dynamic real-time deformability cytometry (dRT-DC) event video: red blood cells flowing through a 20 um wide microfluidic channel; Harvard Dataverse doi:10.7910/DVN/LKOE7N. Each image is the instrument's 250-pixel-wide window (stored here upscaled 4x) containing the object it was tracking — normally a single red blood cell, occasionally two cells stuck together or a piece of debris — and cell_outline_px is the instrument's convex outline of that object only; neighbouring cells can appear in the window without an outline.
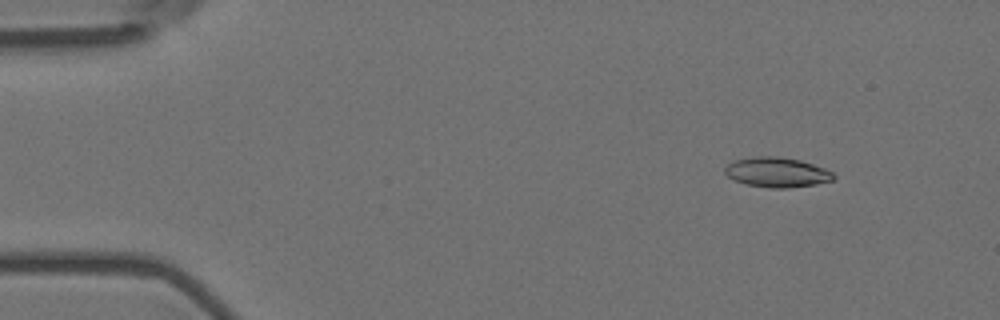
{"species": "Egyptian fruit bat (a non-hibernating species)", "species_latin": "Rousettus aegyptiacus", "temperature_condition": "room temperature", "stored_images_in_passage": 5, "camera_frame_rate_fps": 3000, "um_per_image_px": 0.085, "animal": {"sex": "female"}, "frame": {"image": 1, "passage_image": 2, "time_ms": 0.333, "image_size_px": [1000, 320], "cell_outline_px": [[836, 176], [832, 180], [816, 184], [788, 188], [768, 188], [744, 184], [732, 180], [724, 172], [724, 168], [728, 164], [736, 160], [756, 156], [776, 156], [800, 160], [824, 168], [832, 172]], "centroid_in_image_um": [66.01, 14.65], "position_along_channel_um": 19.0, "area_um2": 18.96}}
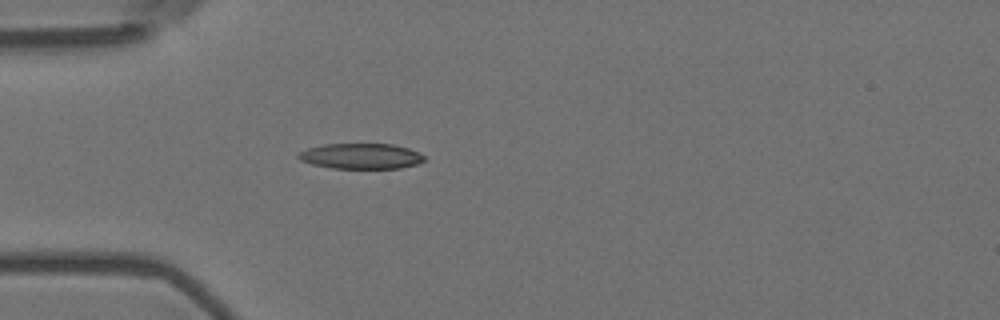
{"frame": {"image": 2, "passage_image": 5, "time_ms": 1.333, "image_size_px": [1000, 320], "cell_outline_px": [[424, 160], [416, 164], [400, 168], [332, 168], [312, 164], [300, 160], [296, 156], [296, 152], [308, 148], [324, 144], [392, 144], [408, 148], [424, 156]], "centroid_in_image_um": [30.62, 13.27], "position_along_channel_um": 54.4, "area_um2": 18.61}}